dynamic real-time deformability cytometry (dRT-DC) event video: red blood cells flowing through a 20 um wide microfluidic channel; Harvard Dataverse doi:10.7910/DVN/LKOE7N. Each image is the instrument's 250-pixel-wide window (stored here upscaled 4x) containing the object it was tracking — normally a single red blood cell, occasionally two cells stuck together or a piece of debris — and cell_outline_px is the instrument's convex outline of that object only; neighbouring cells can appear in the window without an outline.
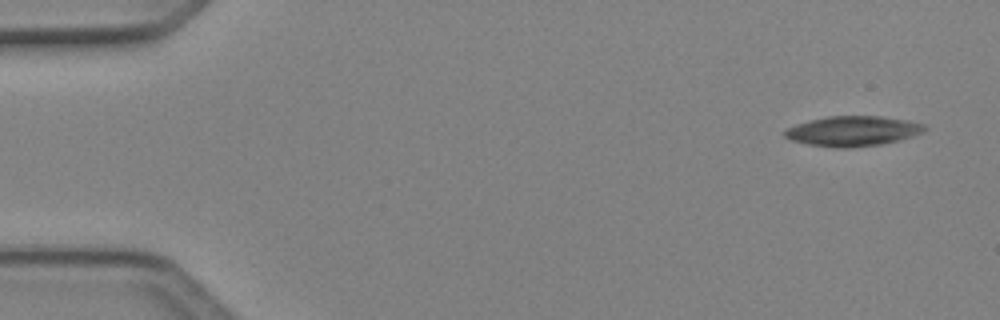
{"species": "Egyptian fruit bat (a non-hibernating species)", "species_latin": "Rousettus aegyptiacus", "temperature_condition": "cold", "stored_images_in_passage": 5, "camera_frame_rate_fps": 3000, "um_per_image_px": 0.085, "animal": {"sex": "female"}, "frame": {"image": 1, "passage_image": 1, "time_ms": 0.0, "image_size_px": [1000, 320], "cell_outline_px": [[928, 128], [924, 132], [900, 140], [884, 144], [852, 148], [836, 148], [808, 144], [792, 140], [784, 136], [784, 132], [788, 128], [796, 124], [808, 120], [828, 116], [880, 116], [908, 120], [924, 124]], "centroid_in_image_um": [72.52, 11.14], "position_along_channel_um": 12.5, "area_um2": 24.68}}
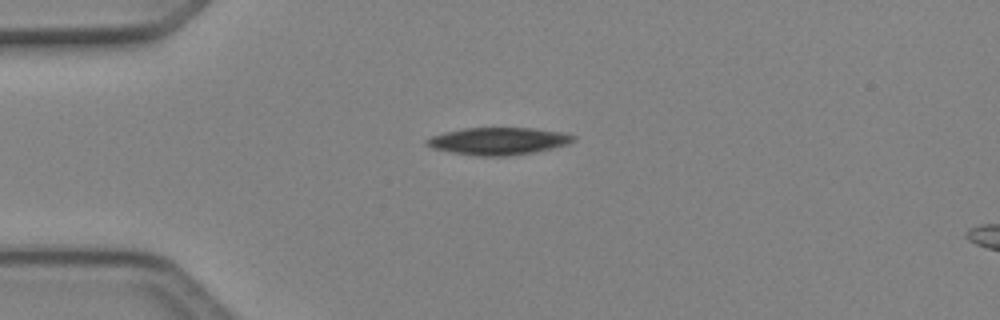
{"frame": {"image": 2, "passage_image": 3, "time_ms": 0.667, "image_size_px": [1000, 320], "cell_outline_px": [[576, 140], [568, 144], [552, 148], [532, 152], [508, 156], [476, 156], [452, 152], [432, 148], [424, 144], [424, 140], [432, 136], [444, 132], [464, 128], [532, 128], [564, 132], [576, 136]], "centroid_in_image_um": [42.35, 11.99], "position_along_channel_um": 42.6, "area_um2": 23.41}}
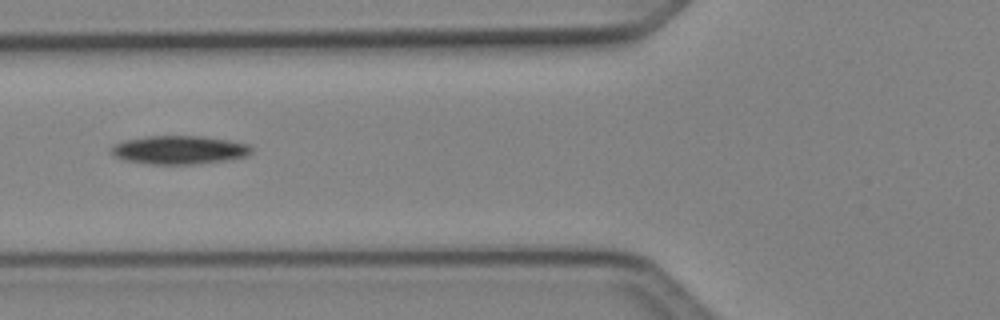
{"frame": {"image": 3, "passage_image": 5, "time_ms": 1.333, "image_size_px": [1000, 320], "cell_outline_px": [[252, 152], [248, 156], [228, 160], [200, 164], [152, 164], [124, 160], [116, 156], [108, 148], [112, 144], [124, 140], [148, 136], [200, 136], [228, 140], [248, 144], [252, 148]], "centroid_in_image_um": [15.24, 12.74], "position_along_channel_um": 110.6, "area_um2": 23.41}}